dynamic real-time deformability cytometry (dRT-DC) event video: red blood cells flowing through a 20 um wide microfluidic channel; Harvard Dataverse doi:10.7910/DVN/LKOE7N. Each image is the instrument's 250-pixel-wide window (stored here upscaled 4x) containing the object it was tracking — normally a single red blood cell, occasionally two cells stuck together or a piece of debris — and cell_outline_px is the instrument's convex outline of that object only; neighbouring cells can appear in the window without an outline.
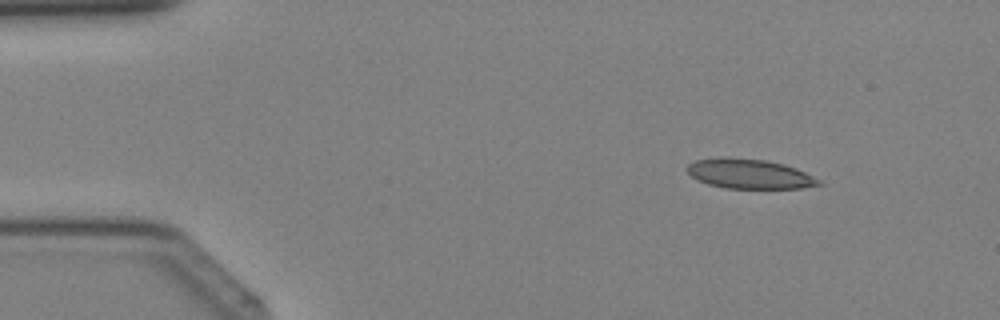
{"species": "Egyptian fruit bat (a non-hibernating species)", "species_latin": "Rousettus aegyptiacus", "temperature_condition": "cold", "stored_images_in_passage": 38, "camera_frame_rate_fps": 3000, "um_per_image_px": 0.085, "animal": {"sex": "female"}, "frame": {"image": 1, "passage_image": 4, "time_ms": 1.0, "image_size_px": [1000, 320], "cell_outline_px": [[824, 184], [800, 188], [724, 188], [708, 184], [692, 176], [688, 172], [688, 164], [696, 160], [720, 156], [728, 156], [764, 160], [784, 164], [796, 168], [820, 180]], "centroid_in_image_um": [63.69, 14.76], "position_along_channel_um": 21.3, "area_um2": 22.72}}
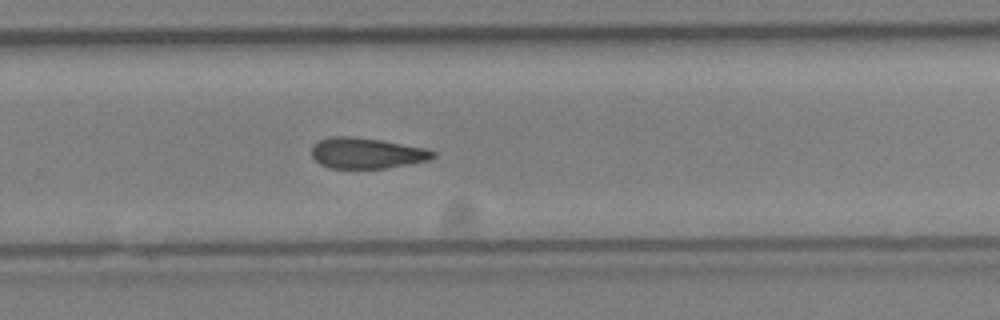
{"frame": {"image": 2, "passage_image": 25, "time_ms": 8.0, "image_size_px": [1000, 320], "cell_outline_px": [[436, 156], [428, 160], [384, 168], [332, 168], [320, 164], [312, 156], [312, 144], [320, 140], [332, 136], [352, 136], [380, 140], [428, 148], [436, 152]], "centroid_in_image_um": [31.17, 13.0], "position_along_channel_um": 298.6, "area_um2": 21.68}}
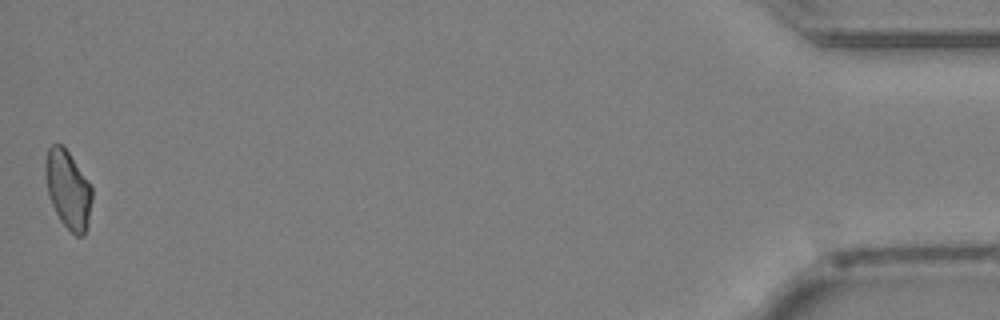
{"frame": {"image": 3, "passage_image": 38, "time_ms": 12.333, "image_size_px": [1000, 320], "cell_outline_px": [[92, 200], [88, 224], [84, 236], [76, 236], [60, 220], [48, 196], [44, 172], [44, 160], [48, 148], [52, 144], [60, 144], [68, 152], [92, 188]], "centroid_in_image_um": [5.76, 16.11], "position_along_channel_um": 429.4, "area_um2": 21.1}}